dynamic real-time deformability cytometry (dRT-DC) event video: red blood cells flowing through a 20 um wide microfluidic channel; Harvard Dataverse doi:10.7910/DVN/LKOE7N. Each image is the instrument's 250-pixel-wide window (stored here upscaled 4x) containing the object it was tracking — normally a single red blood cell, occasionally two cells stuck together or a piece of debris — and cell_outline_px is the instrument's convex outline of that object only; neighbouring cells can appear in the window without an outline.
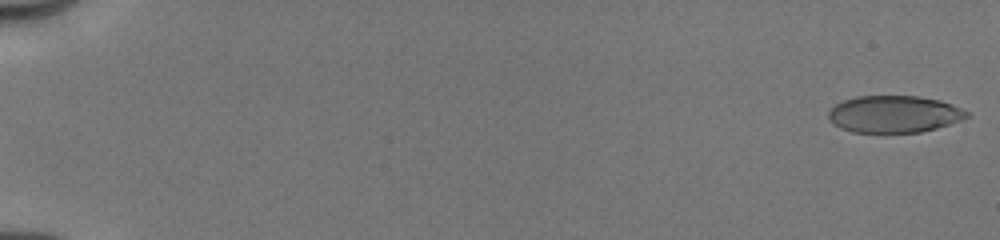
{"species": "human", "species_latin": "Homo sapiens", "temperature_condition": "cold", "stored_images_in_passage": 26, "camera_frame_rate_fps": 3000, "um_per_image_px": 0.085, "donor": {"sex": "male"}, "frame": {"image": 1, "passage_image": 1, "time_ms": 0.0, "image_size_px": [1000, 240], "cell_outline_px": [[972, 116], [936, 128], [920, 132], [852, 132], [840, 128], [828, 120], [828, 112], [836, 104], [844, 100], [856, 96], [920, 96], [940, 100], [952, 104], [968, 112]], "centroid_in_image_um": [75.99, 9.69], "position_along_channel_um": 9.0, "area_um2": 29.82}}
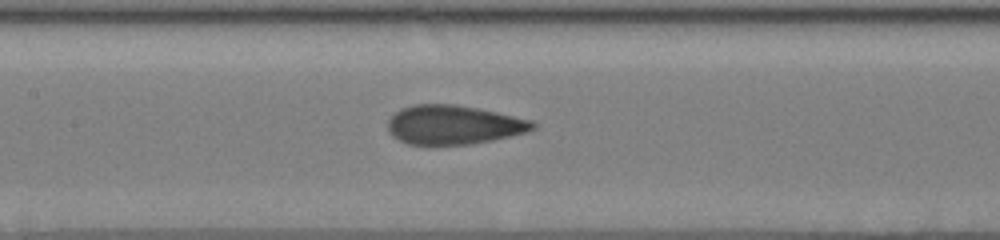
{"frame": {"image": 2, "passage_image": 15, "time_ms": 8.667, "image_size_px": [1000, 240], "cell_outline_px": [[536, 128], [528, 132], [492, 140], [472, 144], [408, 144], [392, 136], [388, 132], [388, 120], [400, 108], [412, 104], [456, 104], [496, 112], [532, 120], [536, 124]], "centroid_in_image_um": [38.55, 10.6], "position_along_channel_um": 168.8, "area_um2": 33.0}}
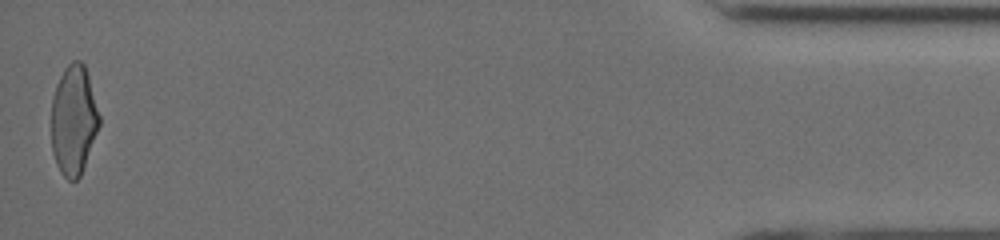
{"frame": {"image": 3, "passage_image": 26, "time_ms": 17.0, "image_size_px": [1000, 240], "cell_outline_px": [[100, 124], [80, 176], [76, 180], [68, 180], [60, 172], [56, 164], [52, 152], [52, 96], [56, 84], [64, 68], [72, 60], [80, 60], [84, 64], [88, 76], [100, 116]], "centroid_in_image_um": [6.25, 10.2], "position_along_channel_um": 429.0, "area_um2": 30.52}, "authors_computed_cell_mechanics": {"area_um2": 32.657, "velocity_mm_per_s": 4.0511, "shape_relaxation_time_tau1_ms": 8.664, "shape_relaxation_time_tau2_ms": 1.0338, "deformation_change_tau1": 0.2348, "deformation_change_tau2": 0.0668}}